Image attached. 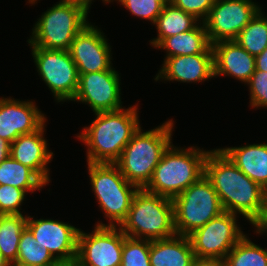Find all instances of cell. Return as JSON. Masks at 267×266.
<instances>
[{
  "label": "cell",
  "instance_id": "obj_1",
  "mask_svg": "<svg viewBox=\"0 0 267 266\" xmlns=\"http://www.w3.org/2000/svg\"><path fill=\"white\" fill-rule=\"evenodd\" d=\"M204 174L225 212L242 214L256 228L267 219L266 190L246 176L221 149L209 151Z\"/></svg>",
  "mask_w": 267,
  "mask_h": 266
},
{
  "label": "cell",
  "instance_id": "obj_2",
  "mask_svg": "<svg viewBox=\"0 0 267 266\" xmlns=\"http://www.w3.org/2000/svg\"><path fill=\"white\" fill-rule=\"evenodd\" d=\"M137 106L116 111L97 112L96 119L77 137L87 150V162L115 163L133 134L139 129Z\"/></svg>",
  "mask_w": 267,
  "mask_h": 266
},
{
  "label": "cell",
  "instance_id": "obj_3",
  "mask_svg": "<svg viewBox=\"0 0 267 266\" xmlns=\"http://www.w3.org/2000/svg\"><path fill=\"white\" fill-rule=\"evenodd\" d=\"M173 125L169 120L146 132L139 127L115 162L122 175L139 189L148 185L163 153L171 145Z\"/></svg>",
  "mask_w": 267,
  "mask_h": 266
},
{
  "label": "cell",
  "instance_id": "obj_4",
  "mask_svg": "<svg viewBox=\"0 0 267 266\" xmlns=\"http://www.w3.org/2000/svg\"><path fill=\"white\" fill-rule=\"evenodd\" d=\"M208 153L193 146L178 149L171 144L144 189L173 200L204 175V162Z\"/></svg>",
  "mask_w": 267,
  "mask_h": 266
},
{
  "label": "cell",
  "instance_id": "obj_5",
  "mask_svg": "<svg viewBox=\"0 0 267 266\" xmlns=\"http://www.w3.org/2000/svg\"><path fill=\"white\" fill-rule=\"evenodd\" d=\"M120 228L126 236L150 241L177 235L173 200L138 189Z\"/></svg>",
  "mask_w": 267,
  "mask_h": 266
},
{
  "label": "cell",
  "instance_id": "obj_6",
  "mask_svg": "<svg viewBox=\"0 0 267 266\" xmlns=\"http://www.w3.org/2000/svg\"><path fill=\"white\" fill-rule=\"evenodd\" d=\"M87 163L95 196L105 217L110 219L108 225L98 223L96 226L117 227L118 224L120 227L127 218L133 197L139 188L122 175L115 163Z\"/></svg>",
  "mask_w": 267,
  "mask_h": 266
},
{
  "label": "cell",
  "instance_id": "obj_7",
  "mask_svg": "<svg viewBox=\"0 0 267 266\" xmlns=\"http://www.w3.org/2000/svg\"><path fill=\"white\" fill-rule=\"evenodd\" d=\"M87 15L80 5L58 2L35 23L28 43L31 47L68 51L75 36L89 24Z\"/></svg>",
  "mask_w": 267,
  "mask_h": 266
},
{
  "label": "cell",
  "instance_id": "obj_8",
  "mask_svg": "<svg viewBox=\"0 0 267 266\" xmlns=\"http://www.w3.org/2000/svg\"><path fill=\"white\" fill-rule=\"evenodd\" d=\"M177 235L188 236L224 212L211 181L202 175L173 199Z\"/></svg>",
  "mask_w": 267,
  "mask_h": 266
},
{
  "label": "cell",
  "instance_id": "obj_9",
  "mask_svg": "<svg viewBox=\"0 0 267 266\" xmlns=\"http://www.w3.org/2000/svg\"><path fill=\"white\" fill-rule=\"evenodd\" d=\"M32 56L39 75L58 102L73 100L78 85L77 66L67 50L31 47Z\"/></svg>",
  "mask_w": 267,
  "mask_h": 266
},
{
  "label": "cell",
  "instance_id": "obj_10",
  "mask_svg": "<svg viewBox=\"0 0 267 266\" xmlns=\"http://www.w3.org/2000/svg\"><path fill=\"white\" fill-rule=\"evenodd\" d=\"M236 218V214L224 211L188 235L195 257L225 258L244 236Z\"/></svg>",
  "mask_w": 267,
  "mask_h": 266
},
{
  "label": "cell",
  "instance_id": "obj_11",
  "mask_svg": "<svg viewBox=\"0 0 267 266\" xmlns=\"http://www.w3.org/2000/svg\"><path fill=\"white\" fill-rule=\"evenodd\" d=\"M260 8L252 0H215L203 21L211 45L235 40Z\"/></svg>",
  "mask_w": 267,
  "mask_h": 266
},
{
  "label": "cell",
  "instance_id": "obj_12",
  "mask_svg": "<svg viewBox=\"0 0 267 266\" xmlns=\"http://www.w3.org/2000/svg\"><path fill=\"white\" fill-rule=\"evenodd\" d=\"M125 236L116 226H96L90 234L79 230L76 262L79 266H121Z\"/></svg>",
  "mask_w": 267,
  "mask_h": 266
},
{
  "label": "cell",
  "instance_id": "obj_13",
  "mask_svg": "<svg viewBox=\"0 0 267 266\" xmlns=\"http://www.w3.org/2000/svg\"><path fill=\"white\" fill-rule=\"evenodd\" d=\"M119 74L109 70L79 75L78 90L72 101L89 104L93 112L122 109Z\"/></svg>",
  "mask_w": 267,
  "mask_h": 266
},
{
  "label": "cell",
  "instance_id": "obj_14",
  "mask_svg": "<svg viewBox=\"0 0 267 266\" xmlns=\"http://www.w3.org/2000/svg\"><path fill=\"white\" fill-rule=\"evenodd\" d=\"M27 228L37 240V245L48 249L59 263L76 261L78 233L81 229L59 220H33L30 216H27Z\"/></svg>",
  "mask_w": 267,
  "mask_h": 266
},
{
  "label": "cell",
  "instance_id": "obj_15",
  "mask_svg": "<svg viewBox=\"0 0 267 266\" xmlns=\"http://www.w3.org/2000/svg\"><path fill=\"white\" fill-rule=\"evenodd\" d=\"M104 34L88 24L72 41L69 53L77 66L78 74L109 70L111 63V46Z\"/></svg>",
  "mask_w": 267,
  "mask_h": 266
},
{
  "label": "cell",
  "instance_id": "obj_16",
  "mask_svg": "<svg viewBox=\"0 0 267 266\" xmlns=\"http://www.w3.org/2000/svg\"><path fill=\"white\" fill-rule=\"evenodd\" d=\"M46 118L33 102L0 98V137L14 142L20 135L39 130Z\"/></svg>",
  "mask_w": 267,
  "mask_h": 266
},
{
  "label": "cell",
  "instance_id": "obj_17",
  "mask_svg": "<svg viewBox=\"0 0 267 266\" xmlns=\"http://www.w3.org/2000/svg\"><path fill=\"white\" fill-rule=\"evenodd\" d=\"M214 77V54L212 45L202 54L165 58L155 80L201 82Z\"/></svg>",
  "mask_w": 267,
  "mask_h": 266
},
{
  "label": "cell",
  "instance_id": "obj_18",
  "mask_svg": "<svg viewBox=\"0 0 267 266\" xmlns=\"http://www.w3.org/2000/svg\"><path fill=\"white\" fill-rule=\"evenodd\" d=\"M44 125L36 132L20 135L11 143L10 156L32 169L46 184L50 182L47 164L53 158L44 139Z\"/></svg>",
  "mask_w": 267,
  "mask_h": 266
},
{
  "label": "cell",
  "instance_id": "obj_19",
  "mask_svg": "<svg viewBox=\"0 0 267 266\" xmlns=\"http://www.w3.org/2000/svg\"><path fill=\"white\" fill-rule=\"evenodd\" d=\"M214 77L230 75L247 83L256 70L255 56L249 54L234 40L212 44Z\"/></svg>",
  "mask_w": 267,
  "mask_h": 266
},
{
  "label": "cell",
  "instance_id": "obj_20",
  "mask_svg": "<svg viewBox=\"0 0 267 266\" xmlns=\"http://www.w3.org/2000/svg\"><path fill=\"white\" fill-rule=\"evenodd\" d=\"M195 254L188 236L150 241L151 266H192Z\"/></svg>",
  "mask_w": 267,
  "mask_h": 266
},
{
  "label": "cell",
  "instance_id": "obj_21",
  "mask_svg": "<svg viewBox=\"0 0 267 266\" xmlns=\"http://www.w3.org/2000/svg\"><path fill=\"white\" fill-rule=\"evenodd\" d=\"M221 150L246 176L267 191V144H249Z\"/></svg>",
  "mask_w": 267,
  "mask_h": 266
},
{
  "label": "cell",
  "instance_id": "obj_22",
  "mask_svg": "<svg viewBox=\"0 0 267 266\" xmlns=\"http://www.w3.org/2000/svg\"><path fill=\"white\" fill-rule=\"evenodd\" d=\"M202 24V26H201ZM207 31L203 22L189 30L179 33L175 36L164 38L156 48L167 50L166 58L173 56H186L194 54H202L209 47Z\"/></svg>",
  "mask_w": 267,
  "mask_h": 266
},
{
  "label": "cell",
  "instance_id": "obj_23",
  "mask_svg": "<svg viewBox=\"0 0 267 266\" xmlns=\"http://www.w3.org/2000/svg\"><path fill=\"white\" fill-rule=\"evenodd\" d=\"M198 21L200 20L194 15L186 13L168 1L154 24L157 27L158 36L150 43L156 47L164 38L195 28Z\"/></svg>",
  "mask_w": 267,
  "mask_h": 266
},
{
  "label": "cell",
  "instance_id": "obj_24",
  "mask_svg": "<svg viewBox=\"0 0 267 266\" xmlns=\"http://www.w3.org/2000/svg\"><path fill=\"white\" fill-rule=\"evenodd\" d=\"M0 185H10L33 193L46 186V183L32 169L9 156L0 163Z\"/></svg>",
  "mask_w": 267,
  "mask_h": 266
},
{
  "label": "cell",
  "instance_id": "obj_25",
  "mask_svg": "<svg viewBox=\"0 0 267 266\" xmlns=\"http://www.w3.org/2000/svg\"><path fill=\"white\" fill-rule=\"evenodd\" d=\"M26 227L27 216L0 215V252L10 264L17 259L21 234Z\"/></svg>",
  "mask_w": 267,
  "mask_h": 266
},
{
  "label": "cell",
  "instance_id": "obj_26",
  "mask_svg": "<svg viewBox=\"0 0 267 266\" xmlns=\"http://www.w3.org/2000/svg\"><path fill=\"white\" fill-rule=\"evenodd\" d=\"M31 231L26 227L22 232L18 245L17 259L14 263L24 266H55L59 262L52 256L48 249L37 245Z\"/></svg>",
  "mask_w": 267,
  "mask_h": 266
},
{
  "label": "cell",
  "instance_id": "obj_27",
  "mask_svg": "<svg viewBox=\"0 0 267 266\" xmlns=\"http://www.w3.org/2000/svg\"><path fill=\"white\" fill-rule=\"evenodd\" d=\"M234 41L253 56L261 54L267 48V17L261 10Z\"/></svg>",
  "mask_w": 267,
  "mask_h": 266
},
{
  "label": "cell",
  "instance_id": "obj_28",
  "mask_svg": "<svg viewBox=\"0 0 267 266\" xmlns=\"http://www.w3.org/2000/svg\"><path fill=\"white\" fill-rule=\"evenodd\" d=\"M247 238L244 235L229 251L226 266H267V250Z\"/></svg>",
  "mask_w": 267,
  "mask_h": 266
},
{
  "label": "cell",
  "instance_id": "obj_29",
  "mask_svg": "<svg viewBox=\"0 0 267 266\" xmlns=\"http://www.w3.org/2000/svg\"><path fill=\"white\" fill-rule=\"evenodd\" d=\"M149 251L150 240L125 236L121 266H151Z\"/></svg>",
  "mask_w": 267,
  "mask_h": 266
},
{
  "label": "cell",
  "instance_id": "obj_30",
  "mask_svg": "<svg viewBox=\"0 0 267 266\" xmlns=\"http://www.w3.org/2000/svg\"><path fill=\"white\" fill-rule=\"evenodd\" d=\"M135 16L150 20L155 24L168 0H117Z\"/></svg>",
  "mask_w": 267,
  "mask_h": 266
},
{
  "label": "cell",
  "instance_id": "obj_31",
  "mask_svg": "<svg viewBox=\"0 0 267 266\" xmlns=\"http://www.w3.org/2000/svg\"><path fill=\"white\" fill-rule=\"evenodd\" d=\"M26 192L23 189L0 185V215H22L20 205L25 199Z\"/></svg>",
  "mask_w": 267,
  "mask_h": 266
},
{
  "label": "cell",
  "instance_id": "obj_32",
  "mask_svg": "<svg viewBox=\"0 0 267 266\" xmlns=\"http://www.w3.org/2000/svg\"><path fill=\"white\" fill-rule=\"evenodd\" d=\"M252 107H267V72L255 70L247 82Z\"/></svg>",
  "mask_w": 267,
  "mask_h": 266
},
{
  "label": "cell",
  "instance_id": "obj_33",
  "mask_svg": "<svg viewBox=\"0 0 267 266\" xmlns=\"http://www.w3.org/2000/svg\"><path fill=\"white\" fill-rule=\"evenodd\" d=\"M175 7L194 15L202 22L207 18L215 0H169Z\"/></svg>",
  "mask_w": 267,
  "mask_h": 266
},
{
  "label": "cell",
  "instance_id": "obj_34",
  "mask_svg": "<svg viewBox=\"0 0 267 266\" xmlns=\"http://www.w3.org/2000/svg\"><path fill=\"white\" fill-rule=\"evenodd\" d=\"M192 266H226L224 258L196 257Z\"/></svg>",
  "mask_w": 267,
  "mask_h": 266
},
{
  "label": "cell",
  "instance_id": "obj_35",
  "mask_svg": "<svg viewBox=\"0 0 267 266\" xmlns=\"http://www.w3.org/2000/svg\"><path fill=\"white\" fill-rule=\"evenodd\" d=\"M256 70L267 72V48L259 55L255 56Z\"/></svg>",
  "mask_w": 267,
  "mask_h": 266
},
{
  "label": "cell",
  "instance_id": "obj_36",
  "mask_svg": "<svg viewBox=\"0 0 267 266\" xmlns=\"http://www.w3.org/2000/svg\"><path fill=\"white\" fill-rule=\"evenodd\" d=\"M11 143L0 137V163L10 156Z\"/></svg>",
  "mask_w": 267,
  "mask_h": 266
},
{
  "label": "cell",
  "instance_id": "obj_37",
  "mask_svg": "<svg viewBox=\"0 0 267 266\" xmlns=\"http://www.w3.org/2000/svg\"><path fill=\"white\" fill-rule=\"evenodd\" d=\"M91 1L92 0H61L60 2L80 5L89 12V8L92 3Z\"/></svg>",
  "mask_w": 267,
  "mask_h": 266
},
{
  "label": "cell",
  "instance_id": "obj_38",
  "mask_svg": "<svg viewBox=\"0 0 267 266\" xmlns=\"http://www.w3.org/2000/svg\"><path fill=\"white\" fill-rule=\"evenodd\" d=\"M267 232V219L258 227L256 228V233H262L263 234Z\"/></svg>",
  "mask_w": 267,
  "mask_h": 266
},
{
  "label": "cell",
  "instance_id": "obj_39",
  "mask_svg": "<svg viewBox=\"0 0 267 266\" xmlns=\"http://www.w3.org/2000/svg\"><path fill=\"white\" fill-rule=\"evenodd\" d=\"M55 266H79L76 261L73 262H60Z\"/></svg>",
  "mask_w": 267,
  "mask_h": 266
},
{
  "label": "cell",
  "instance_id": "obj_40",
  "mask_svg": "<svg viewBox=\"0 0 267 266\" xmlns=\"http://www.w3.org/2000/svg\"><path fill=\"white\" fill-rule=\"evenodd\" d=\"M11 264L8 262L7 259H5L2 256V253L0 252V266H10Z\"/></svg>",
  "mask_w": 267,
  "mask_h": 266
},
{
  "label": "cell",
  "instance_id": "obj_41",
  "mask_svg": "<svg viewBox=\"0 0 267 266\" xmlns=\"http://www.w3.org/2000/svg\"><path fill=\"white\" fill-rule=\"evenodd\" d=\"M10 266H24V265H21V264H18V263H11Z\"/></svg>",
  "mask_w": 267,
  "mask_h": 266
},
{
  "label": "cell",
  "instance_id": "obj_42",
  "mask_svg": "<svg viewBox=\"0 0 267 266\" xmlns=\"http://www.w3.org/2000/svg\"><path fill=\"white\" fill-rule=\"evenodd\" d=\"M37 0H29V3L33 4L35 3Z\"/></svg>",
  "mask_w": 267,
  "mask_h": 266
},
{
  "label": "cell",
  "instance_id": "obj_43",
  "mask_svg": "<svg viewBox=\"0 0 267 266\" xmlns=\"http://www.w3.org/2000/svg\"><path fill=\"white\" fill-rule=\"evenodd\" d=\"M102 1H104L106 3H110V1H112V0H102Z\"/></svg>",
  "mask_w": 267,
  "mask_h": 266
}]
</instances>
